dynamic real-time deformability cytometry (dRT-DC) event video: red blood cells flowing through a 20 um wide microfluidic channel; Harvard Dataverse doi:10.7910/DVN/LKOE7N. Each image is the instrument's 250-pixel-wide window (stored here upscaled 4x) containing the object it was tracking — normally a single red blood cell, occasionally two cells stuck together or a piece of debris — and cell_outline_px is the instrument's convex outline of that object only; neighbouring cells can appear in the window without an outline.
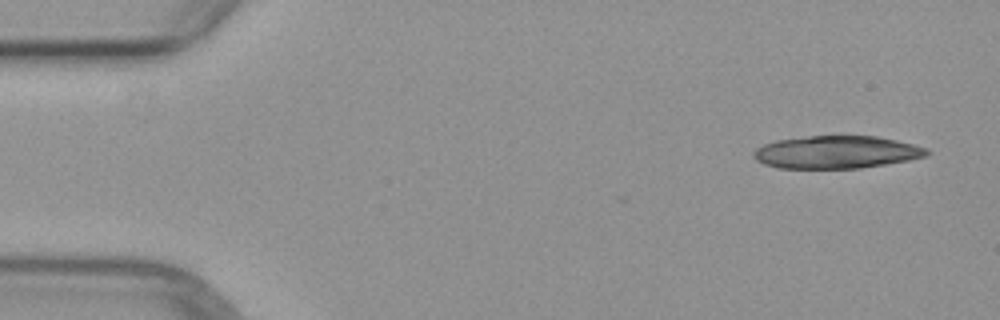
{"species": "common noctule bat (a hibernating species)", "species_latin": "Nyctalus noctula", "temperature_condition": "warm", "stored_images_in_passage": 4, "camera_frame_rate_fps": 3000, "um_per_image_px": 0.085, "animal": {"sex": "female", "body_mass_g": 29.2, "forearm_length_mm": 56.3}, "frame": {"image": 1, "passage_image": 1, "time_ms": 0.0, "image_size_px": [1000, 320], "cell_outline_px": [[932, 152], [928, 156], [908, 160], [860, 168], [776, 168], [764, 164], [756, 160], [752, 156], [752, 152], [756, 148], [764, 144], [776, 140], [808, 136], [876, 136], [896, 140], [928, 148]], "centroid_in_image_um": [71.09, 12.93], "position_along_channel_um": 13.9, "area_um2": 33.06}}